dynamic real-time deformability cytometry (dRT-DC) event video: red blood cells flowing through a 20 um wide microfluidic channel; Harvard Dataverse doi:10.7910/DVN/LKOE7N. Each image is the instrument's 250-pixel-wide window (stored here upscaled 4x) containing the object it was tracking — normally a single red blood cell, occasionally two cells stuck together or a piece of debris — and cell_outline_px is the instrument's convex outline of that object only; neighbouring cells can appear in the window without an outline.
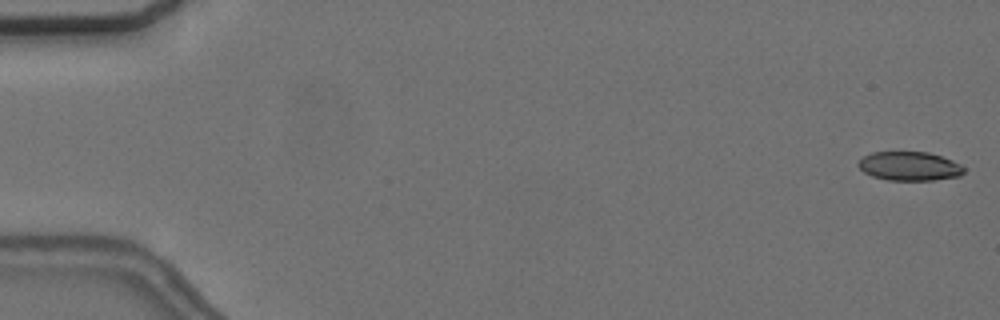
{"species": "common noctule bat (a hibernating species)", "species_latin": "Nyctalus noctula", "temperature_condition": "cold", "stored_images_in_passage": 56, "camera_frame_rate_fps": 3000, "um_per_image_px": 0.085, "animal": {"sex": "female", "body_mass_g": 24.6, "forearm_length_mm": 56.2}, "frame": {"image": 1, "passage_image": 1, "time_ms": 0.0, "image_size_px": [1000, 320], "cell_outline_px": [[968, 168], [960, 176], [932, 180], [888, 180], [872, 176], [864, 172], [856, 164], [864, 156], [872, 152], [928, 152], [952, 160]], "centroid_in_image_um": [77.33, 14.12], "position_along_channel_um": 7.7, "area_um2": 17.86}}
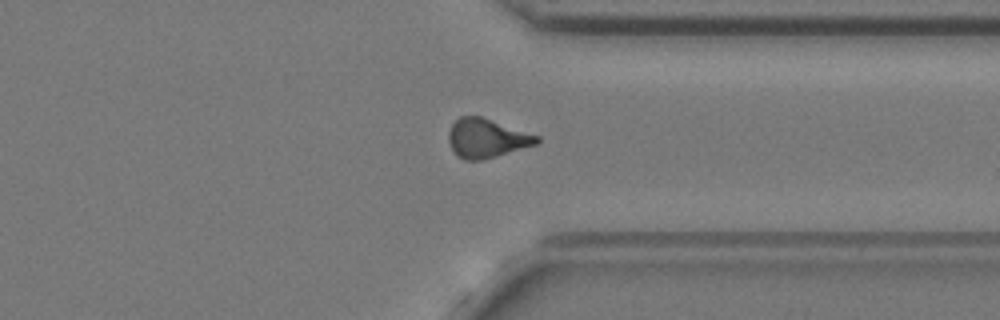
{"frame": {"image": 2, "passage_image": 43, "time_ms": 14.0, "image_size_px": [1000, 320], "cell_outline_px": [[540, 140], [536, 144], [496, 156], [480, 160], [464, 160], [456, 156], [448, 140], [448, 132], [452, 124], [460, 116], [480, 116], [540, 136]], "centroid_in_image_um": [41.34, 11.75], "position_along_channel_um": 370.1, "area_um2": 19.88}}
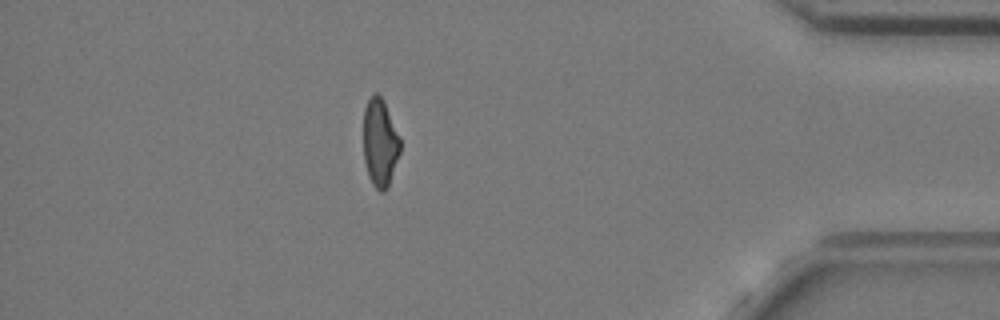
{"frame": {"image": 3, "passage_image": 49, "time_ms": 16.0, "image_size_px": [1000, 320], "cell_outline_px": [[400, 152], [388, 188], [384, 192], [380, 192], [372, 184], [368, 176], [364, 160], [364, 108], [368, 100], [376, 92], [384, 100], [400, 136]], "centroid_in_image_um": [32.31, 12.15], "position_along_channel_um": 402.9, "area_um2": 18.96}, "authors_computed_cell_mechanics": {"area_um2": 19.5075, "velocity_mm_per_s": 3.6838, "shape_relaxation_time_tau1_ms": null, "shape_relaxation_time_tau2_ms": 3.6365, "deformation_change_tau1": null, "deformation_change_tau2": 0.1132}}